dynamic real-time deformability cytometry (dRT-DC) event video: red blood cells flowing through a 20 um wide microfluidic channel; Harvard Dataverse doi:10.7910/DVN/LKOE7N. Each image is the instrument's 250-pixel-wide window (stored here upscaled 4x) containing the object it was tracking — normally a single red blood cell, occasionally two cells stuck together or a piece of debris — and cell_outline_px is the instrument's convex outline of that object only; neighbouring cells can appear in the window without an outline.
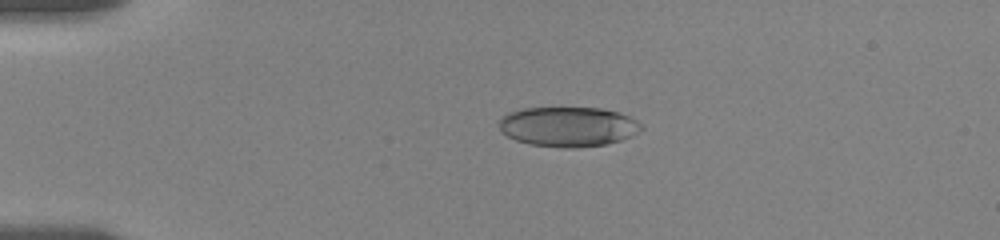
{"species": "human", "species_latin": "Homo sapiens", "temperature_condition": "room temperature", "stored_images_in_passage": 13, "camera_frame_rate_fps": 3000, "um_per_image_px": 0.085, "donor": {"sex": "female"}, "frame": {"image": 1, "passage_image": 2, "time_ms": 1.0, "image_size_px": [1000, 240], "cell_outline_px": [[644, 128], [632, 136], [620, 140], [604, 144], [576, 148], [564, 148], [528, 144], [516, 140], [500, 132], [500, 120], [508, 112], [520, 108], [600, 108], [620, 112], [636, 120]], "centroid_in_image_um": [48.29, 10.76], "position_along_channel_um": 36.7, "area_um2": 33.06}}
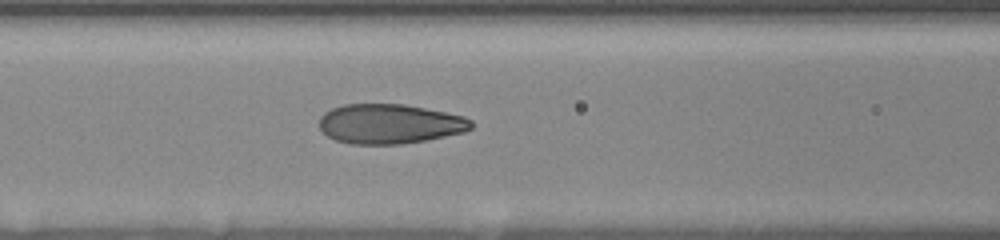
{"frame": {"image": 2, "passage_image": 7, "time_ms": 5.0, "image_size_px": [1000, 240], "cell_outline_px": [[472, 128], [464, 132], [424, 140], [400, 144], [352, 144], [336, 140], [328, 136], [320, 128], [320, 116], [324, 112], [332, 108], [344, 104], [404, 104], [464, 116], [472, 120]], "centroid_in_image_um": [33.11, 10.52], "position_along_channel_um": 133.5, "area_um2": 34.97}}
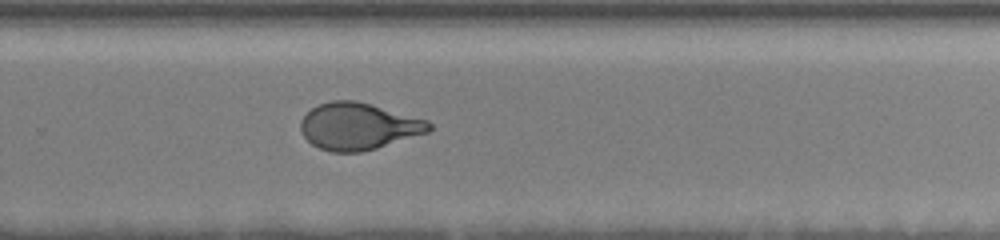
{"frame": {"image": 3, "passage_image": 13, "time_ms": 9.667, "image_size_px": [1000, 240], "cell_outline_px": [[432, 128], [428, 132], [376, 148], [360, 152], [332, 152], [320, 148], [312, 144], [304, 136], [300, 128], [300, 120], [312, 108], [320, 104], [332, 100], [356, 100], [372, 104], [428, 120], [432, 124]], "centroid_in_image_um": [30.47, 10.73], "position_along_channel_um": 299.3, "area_um2": 34.97}}